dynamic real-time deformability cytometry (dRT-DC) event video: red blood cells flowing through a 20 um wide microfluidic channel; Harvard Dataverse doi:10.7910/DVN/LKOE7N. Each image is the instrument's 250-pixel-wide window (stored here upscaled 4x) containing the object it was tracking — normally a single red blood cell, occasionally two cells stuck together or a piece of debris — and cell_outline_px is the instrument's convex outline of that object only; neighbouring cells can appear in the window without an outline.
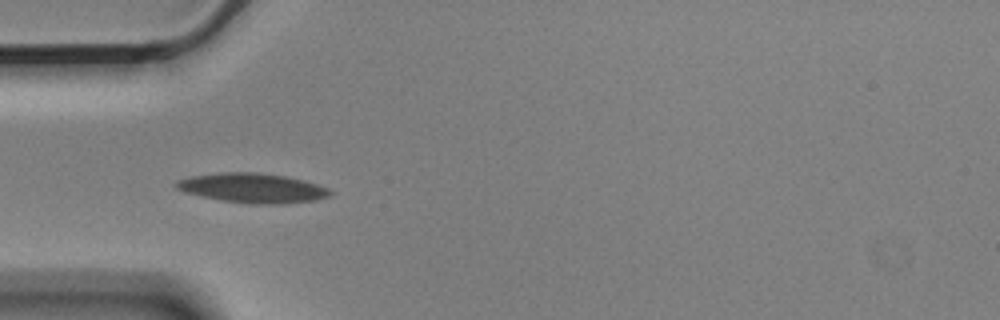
{"species": "Egyptian fruit bat (a non-hibernating species)", "species_latin": "Rousettus aegyptiacus", "temperature_condition": "cold", "stored_images_in_passage": 2, "camera_frame_rate_fps": 3000, "um_per_image_px": 0.085, "animal": {"sex": "male"}, "frame": {"image": 1, "passage_image": 2, "time_ms": 0.333, "image_size_px": [1000, 320], "cell_outline_px": [[332, 196], [316, 200], [284, 204], [248, 204], [224, 200], [184, 192], [176, 188], [176, 180], [192, 176], [220, 172], [256, 172], [284, 176], [304, 180], [328, 188], [332, 192]], "centroid_in_image_um": [21.5, 15.98], "position_along_channel_um": 63.5, "area_um2": 26.47}}